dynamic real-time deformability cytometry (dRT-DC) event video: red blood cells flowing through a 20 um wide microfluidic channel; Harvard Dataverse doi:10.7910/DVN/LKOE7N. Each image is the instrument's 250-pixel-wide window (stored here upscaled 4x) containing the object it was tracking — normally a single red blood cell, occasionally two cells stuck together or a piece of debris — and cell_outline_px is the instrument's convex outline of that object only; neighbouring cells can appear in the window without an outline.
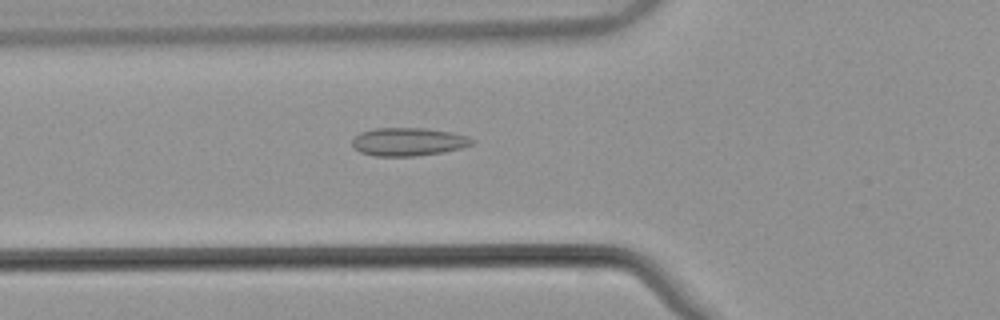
{"species": "common noctule bat (a hibernating species)", "species_latin": "Nyctalus noctula", "temperature_condition": "warm", "stored_images_in_passage": 51, "camera_frame_rate_fps": 3000, "um_per_image_px": 0.085, "animal": {"sex": "male", "body_mass_g": 21.5, "forearm_length_mm": 52.0}, "frame": {"image": 1, "passage_image": 17, "time_ms": 5.333, "image_size_px": [1000, 320], "cell_outline_px": [[476, 140], [472, 144], [460, 148], [444, 152], [412, 156], [376, 156], [360, 152], [352, 144], [352, 140], [360, 132], [376, 128], [424, 128], [452, 132], [468, 136]], "centroid_in_image_um": [34.73, 12.04], "position_along_channel_um": 91.1, "area_um2": 19.59}}
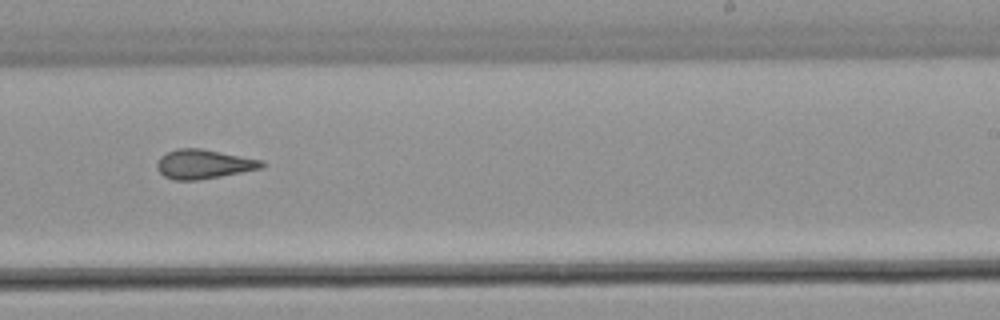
{"frame": {"image": 2, "passage_image": 31, "time_ms": 10.0, "image_size_px": [1000, 320], "cell_outline_px": [[264, 168], [220, 176], [196, 180], [176, 180], [164, 176], [156, 168], [156, 164], [160, 156], [176, 148], [200, 148], [264, 160]], "centroid_in_image_um": [17.31, 13.94], "position_along_channel_um": 271.7, "area_um2": 17.86}}
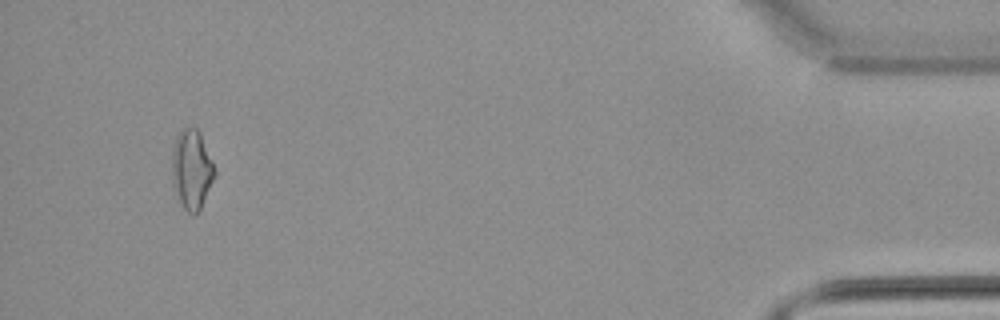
{"frame": {"image": 3, "passage_image": 48, "time_ms": 15.667, "image_size_px": [1000, 320], "cell_outline_px": [[216, 176], [200, 212], [192, 216], [184, 208], [172, 184], [172, 152], [176, 136], [184, 128], [196, 128], [200, 132], [216, 168]], "centroid_in_image_um": [16.33, 14.44], "position_along_channel_um": 418.9, "area_um2": 20.06}, "authors_computed_cell_mechanics": {"area_um2": 17.918, "velocity_mm_per_s": 3.8655, "shape_relaxation_time_tau1_ms": null, "shape_relaxation_time_tau2_ms": 2.3035, "deformation_change_tau1": null, "deformation_change_tau2": 0.0937}}